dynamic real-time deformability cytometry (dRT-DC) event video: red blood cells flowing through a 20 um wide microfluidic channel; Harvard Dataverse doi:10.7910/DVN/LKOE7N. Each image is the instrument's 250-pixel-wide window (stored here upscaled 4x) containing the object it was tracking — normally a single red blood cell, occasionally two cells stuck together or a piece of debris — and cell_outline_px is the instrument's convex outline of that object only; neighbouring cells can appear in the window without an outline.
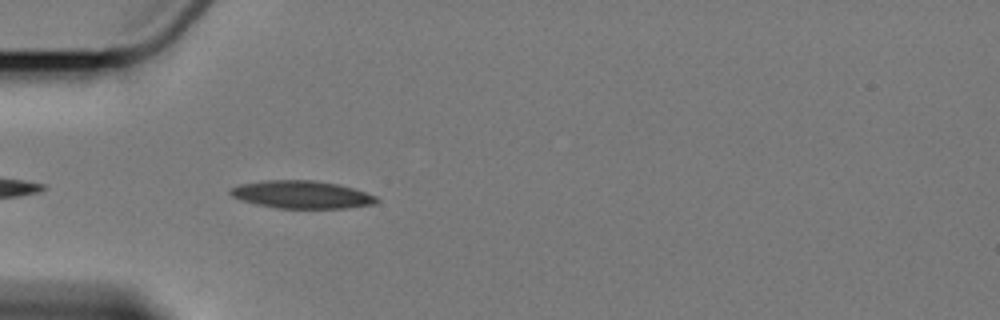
{"species": "Egyptian fruit bat (a non-hibernating species)", "species_latin": "Rousettus aegyptiacus", "temperature_condition": "cold", "stored_images_in_passage": 3, "camera_frame_rate_fps": 3000, "um_per_image_px": 0.085, "animal": {"sex": "female"}, "frame": {"image": 1, "passage_image": 3, "time_ms": 2.333, "image_size_px": [1000, 320], "cell_outline_px": [[380, 200], [376, 204], [344, 208], [276, 208], [256, 204], [240, 200], [232, 196], [228, 192], [232, 188], [240, 184], [264, 180], [316, 180], [336, 184], [352, 188], [376, 196]], "centroid_in_image_um": [25.63, 16.54], "position_along_channel_um": 59.4, "area_um2": 23.58}}